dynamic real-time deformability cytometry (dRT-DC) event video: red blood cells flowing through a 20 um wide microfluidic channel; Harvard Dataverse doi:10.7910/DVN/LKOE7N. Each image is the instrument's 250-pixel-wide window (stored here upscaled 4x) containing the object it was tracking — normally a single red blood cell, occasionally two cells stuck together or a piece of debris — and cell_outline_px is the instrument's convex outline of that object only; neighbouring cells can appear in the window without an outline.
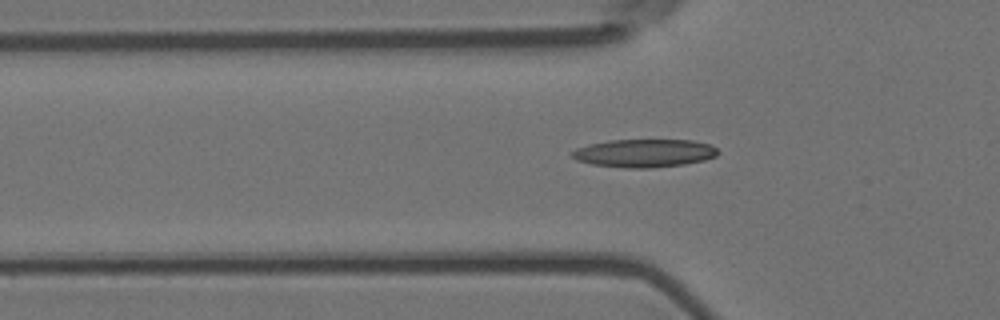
{"species": "Egyptian fruit bat (a non-hibernating species)", "species_latin": "Rousettus aegyptiacus", "temperature_condition": "room temperature", "stored_images_in_passage": 51, "camera_frame_rate_fps": 3000, "um_per_image_px": 0.085, "animal": {"sex": "female"}, "frame": {"image": 1, "passage_image": 19, "time_ms": 6.0, "image_size_px": [1000, 320], "cell_outline_px": [[720, 152], [716, 156], [704, 160], [684, 164], [652, 168], [624, 168], [592, 164], [576, 160], [568, 152], [576, 148], [588, 144], [608, 140], [692, 140], [712, 144]], "centroid_in_image_um": [54.75, 13.01], "position_along_channel_um": 71.0, "area_um2": 24.16}}
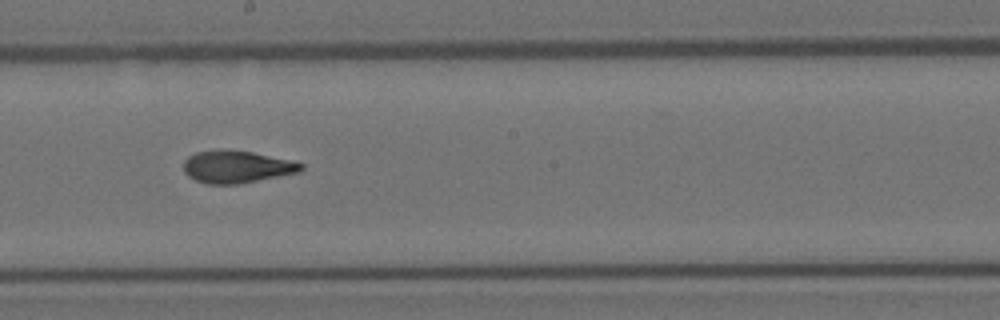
{"frame": {"image": 2, "passage_image": 32, "time_ms": 10.333, "image_size_px": [1000, 320], "cell_outline_px": [[304, 168], [300, 172], [236, 184], [208, 184], [196, 180], [188, 176], [184, 172], [184, 160], [188, 156], [196, 152], [216, 148], [224, 148], [252, 152], [296, 160], [304, 164]], "centroid_in_image_um": [20.13, 14.14], "position_along_channel_um": 228.1, "area_um2": 22.54}}
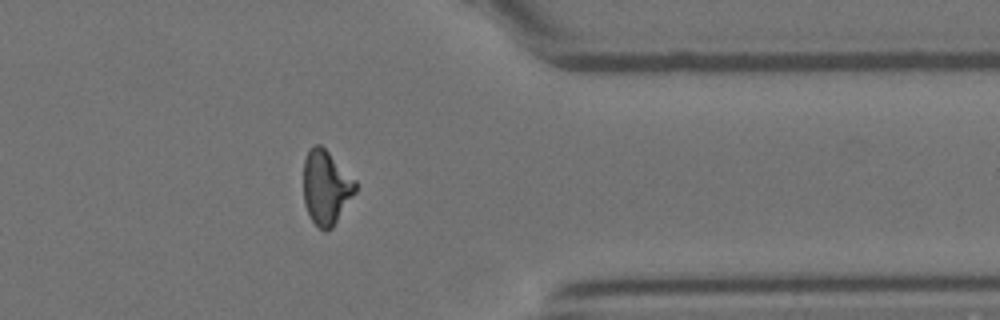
{"frame": {"image": 3, "passage_image": 46, "time_ms": 15.0, "image_size_px": [1000, 320], "cell_outline_px": [[356, 192], [332, 228], [324, 232], [312, 220], [304, 204], [304, 160], [308, 152], [316, 144], [320, 144], [356, 180]], "centroid_in_image_um": [27.72, 15.95], "position_along_channel_um": 383.7, "area_um2": 22.2}, "authors_computed_cell_mechanics": {"area_um2": 22.1374, "velocity_mm_per_s": 3.6011, "shape_relaxation_time_tau1_ms": 6.0915, "shape_relaxation_time_tau2_ms": 1.9181, "deformation_change_tau1": 0.1866, "deformation_change_tau2": 0.0917}}